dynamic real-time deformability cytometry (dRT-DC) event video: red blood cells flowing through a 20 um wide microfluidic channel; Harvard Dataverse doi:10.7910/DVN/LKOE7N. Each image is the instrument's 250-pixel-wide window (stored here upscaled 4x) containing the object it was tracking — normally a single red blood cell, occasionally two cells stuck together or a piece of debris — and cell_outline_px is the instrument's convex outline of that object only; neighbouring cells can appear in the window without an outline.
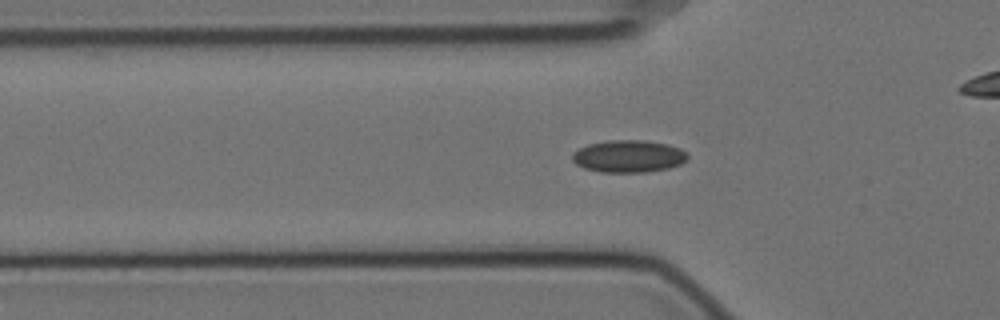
{"species": "Egyptian fruit bat (a non-hibernating species)", "species_latin": "Rousettus aegyptiacus", "temperature_condition": "cold", "stored_images_in_passage": 49, "camera_frame_rate_fps": 3000, "um_per_image_px": 0.085, "animal": {"sex": "female"}, "frame": {"image": 1, "passage_image": 15, "time_ms": 4.667, "image_size_px": [1000, 320], "cell_outline_px": [[688, 160], [680, 164], [668, 168], [648, 172], [600, 172], [584, 168], [576, 164], [572, 160], [572, 152], [588, 144], [608, 140], [644, 140], [668, 144], [680, 148], [688, 156]], "centroid_in_image_um": [53.42, 13.28], "position_along_channel_um": 72.4, "area_um2": 21.79}}
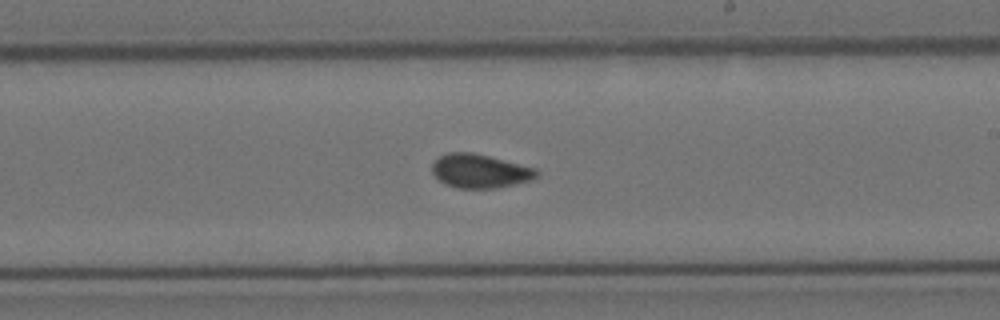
{"frame": {"image": 2, "passage_image": 30, "time_ms": 9.667, "image_size_px": [1000, 320], "cell_outline_px": [[540, 172], [532, 180], [496, 188], [460, 188], [444, 184], [432, 172], [432, 164], [440, 156], [448, 152], [472, 152], [536, 168]], "centroid_in_image_um": [40.8, 14.54], "position_along_channel_um": 248.2, "area_um2": 20.46}}
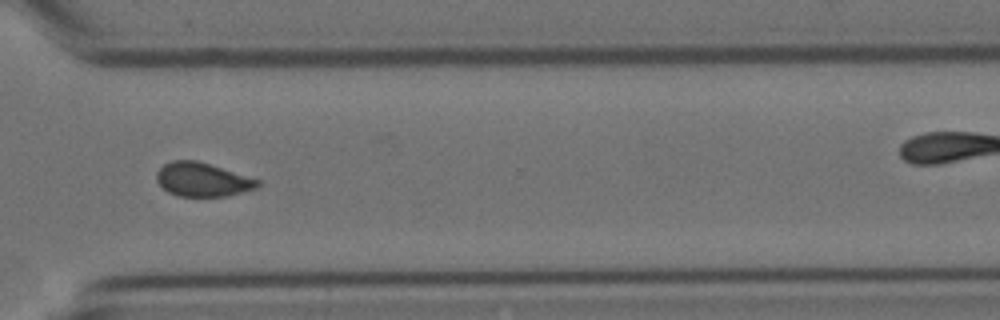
{"frame": {"image": 3, "passage_image": 39, "time_ms": 12.667, "image_size_px": [1000, 320], "cell_outline_px": [[260, 184], [256, 188], [228, 196], [176, 196], [168, 192], [156, 180], [156, 172], [164, 164], [172, 160], [196, 160], [260, 180]], "centroid_in_image_um": [17.19, 15.27], "position_along_channel_um": 353.4, "area_um2": 19.77}, "authors_computed_cell_mechanics": {"area_um2": 20.7502, "velocity_mm_per_s": 3.5104, "shape_relaxation_time_tau1_ms": 7.2192, "shape_relaxation_time_tau2_ms": 1.4316, "deformation_change_tau1": 0.1077, "deformation_change_tau2": 0.0632}}